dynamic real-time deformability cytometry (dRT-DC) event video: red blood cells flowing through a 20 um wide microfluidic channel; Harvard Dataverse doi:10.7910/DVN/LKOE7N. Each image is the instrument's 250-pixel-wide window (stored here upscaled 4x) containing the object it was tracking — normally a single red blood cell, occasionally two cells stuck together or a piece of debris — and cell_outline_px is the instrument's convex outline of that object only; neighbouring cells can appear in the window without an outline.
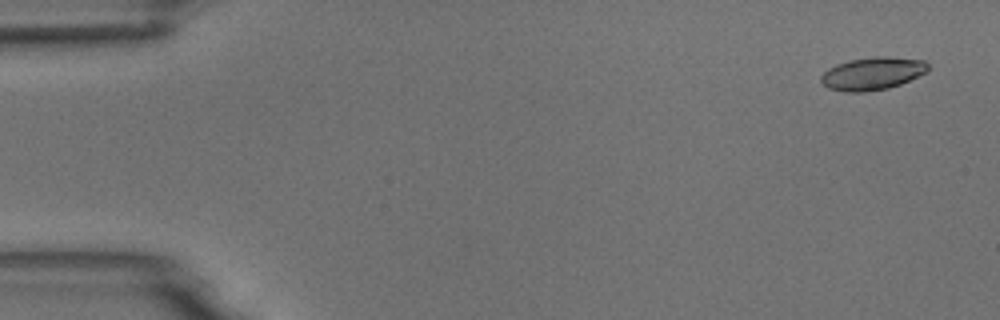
{"species": "common noctule bat (a hibernating species)", "species_latin": "Nyctalus noctula", "temperature_condition": "room temperature", "stored_images_in_passage": 4, "camera_frame_rate_fps": 3000, "um_per_image_px": 0.085, "animal": {"sex": "male", "body_mass_g": 18.8}, "frame": {"image": 1, "passage_image": 1, "time_ms": 0.0, "image_size_px": [1000, 320], "cell_outline_px": [[928, 72], [900, 84], [888, 88], [868, 92], [844, 92], [828, 88], [820, 80], [820, 76], [828, 68], [836, 64], [848, 60], [876, 56], [888, 56], [924, 60], [928, 64]], "centroid_in_image_um": [74.15, 6.25], "position_along_channel_um": 10.8, "area_um2": 20.63}}